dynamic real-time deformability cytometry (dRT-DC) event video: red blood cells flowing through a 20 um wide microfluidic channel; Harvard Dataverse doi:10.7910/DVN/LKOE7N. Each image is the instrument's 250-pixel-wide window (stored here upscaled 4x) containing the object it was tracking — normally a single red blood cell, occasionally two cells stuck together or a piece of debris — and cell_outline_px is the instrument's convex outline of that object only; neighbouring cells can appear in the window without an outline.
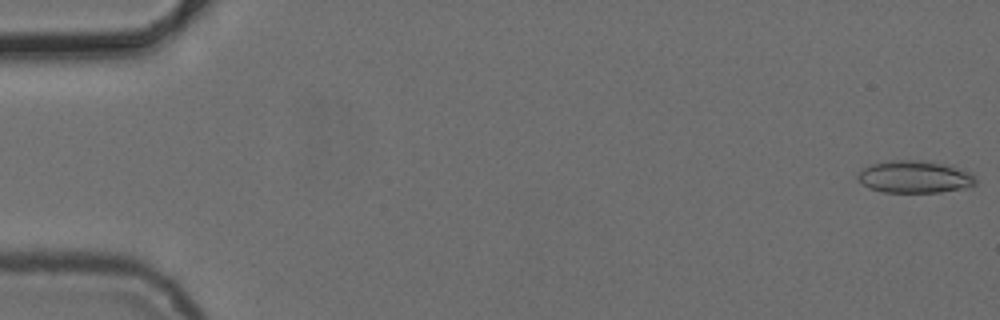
{"species": "common noctule bat (a hibernating species)", "species_latin": "Nyctalus noctula", "temperature_condition": "cold", "stored_images_in_passage": 5, "camera_frame_rate_fps": 3000, "um_per_image_px": 0.085, "animal": {"sex": "female", "body_mass_g": 24.6, "forearm_length_mm": 56.2}, "frame": {"image": 1, "passage_image": 1, "time_ms": 0.0, "image_size_px": [1000, 320], "cell_outline_px": [[976, 184], [968, 188], [940, 192], [884, 192], [868, 188], [856, 176], [864, 168], [872, 164], [888, 160], [924, 160], [952, 164], [968, 172], [976, 180]], "centroid_in_image_um": [77.79, 15.02], "position_along_channel_um": 7.2, "area_um2": 22.37}}